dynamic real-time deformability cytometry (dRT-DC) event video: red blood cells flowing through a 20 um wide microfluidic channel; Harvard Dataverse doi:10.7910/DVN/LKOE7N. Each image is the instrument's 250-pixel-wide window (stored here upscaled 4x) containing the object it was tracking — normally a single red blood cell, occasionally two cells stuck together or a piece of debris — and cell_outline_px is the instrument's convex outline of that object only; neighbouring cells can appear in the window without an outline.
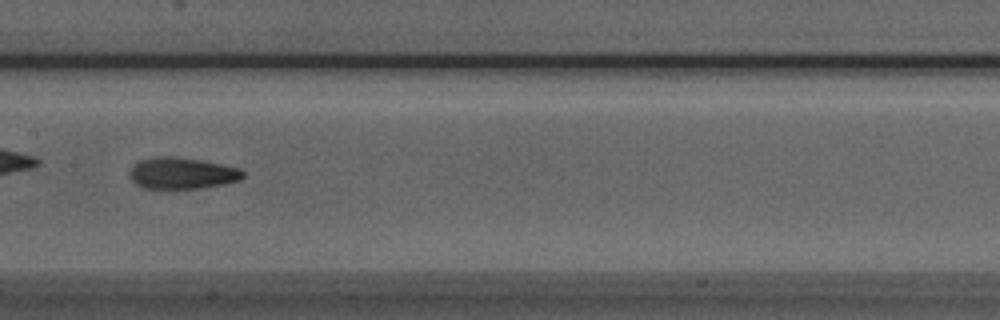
{"species": "Egyptian fruit bat (a non-hibernating species)", "species_latin": "Rousettus aegyptiacus", "temperature_condition": "room temperature", "stored_images_in_passage": 46, "camera_frame_rate_fps": 3000, "um_per_image_px": 0.085, "animal": {"sex": "male"}, "frame": {"image": 1, "passage_image": 20, "time_ms": 6.333, "image_size_px": [1000, 320], "cell_outline_px": [[244, 176], [240, 180], [224, 184], [196, 188], [144, 188], [136, 184], [128, 176], [128, 172], [140, 160], [156, 156], [172, 156], [200, 160], [240, 168], [244, 172]], "centroid_in_image_um": [15.46, 14.72], "position_along_channel_um": 191.9, "area_um2": 20.63}}
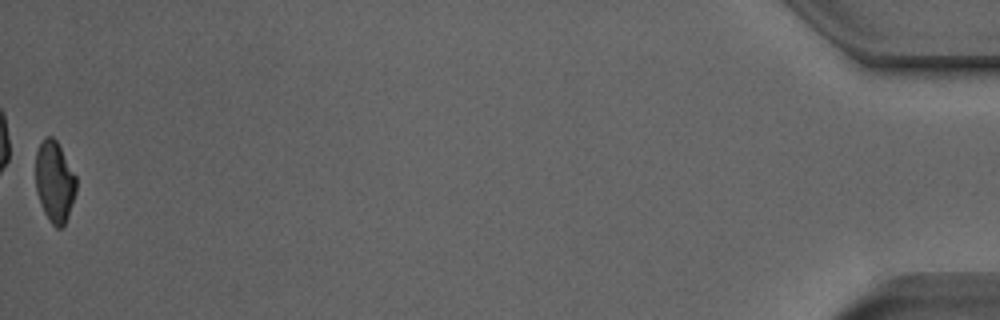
{"frame": {"image": 2, "passage_image": 46, "time_ms": 15.0, "image_size_px": [1000, 320], "cell_outline_px": [[76, 192], [68, 216], [64, 224], [60, 228], [56, 228], [52, 224], [44, 212], [40, 204], [36, 192], [36, 152], [40, 144], [48, 136], [52, 136], [56, 140], [76, 176]], "centroid_in_image_um": [4.64, 15.46], "position_along_channel_um": 430.6, "area_um2": 19.02}, "authors_computed_cell_mechanics": {"area_um2": 20.4034, "velocity_mm_per_s": 3.979, "shape_relaxation_time_tau1_ms": 5.5189, "shape_relaxation_time_tau2_ms": 2.4719, "deformation_change_tau1": 0.1948, "deformation_change_tau2": 0.0984}}